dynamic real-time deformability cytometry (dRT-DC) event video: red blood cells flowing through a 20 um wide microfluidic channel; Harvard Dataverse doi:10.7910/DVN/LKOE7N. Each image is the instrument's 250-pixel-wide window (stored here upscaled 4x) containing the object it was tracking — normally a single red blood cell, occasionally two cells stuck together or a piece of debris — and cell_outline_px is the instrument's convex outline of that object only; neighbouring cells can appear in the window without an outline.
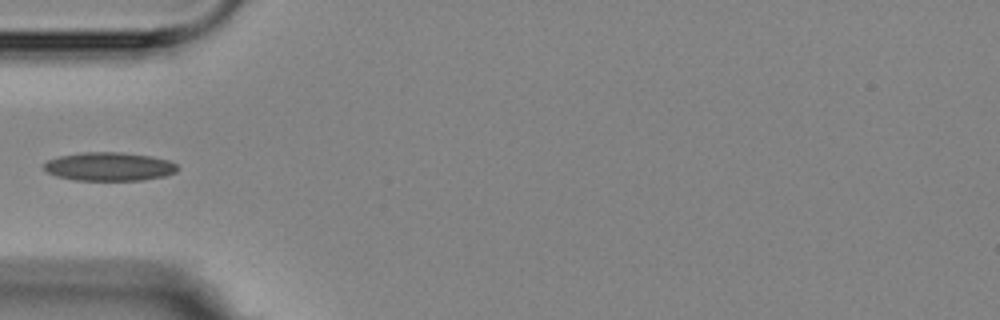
{"species": "Egyptian fruit bat (a non-hibernating species)", "species_latin": "Rousettus aegyptiacus", "temperature_condition": "room temperature", "stored_images_in_passage": 17, "camera_frame_rate_fps": 3000, "um_per_image_px": 0.085, "animal": {"sex": "female"}, "frame": {"image": 1, "passage_image": 6, "time_ms": 5.667, "image_size_px": [1000, 320], "cell_outline_px": [[180, 168], [176, 172], [164, 176], [144, 180], [76, 180], [56, 176], [40, 168], [48, 160], [60, 156], [80, 152], [120, 152], [152, 156], [168, 160], [176, 164]], "centroid_in_image_um": [9.28, 14.15], "position_along_channel_um": 75.7, "area_um2": 22.37}}
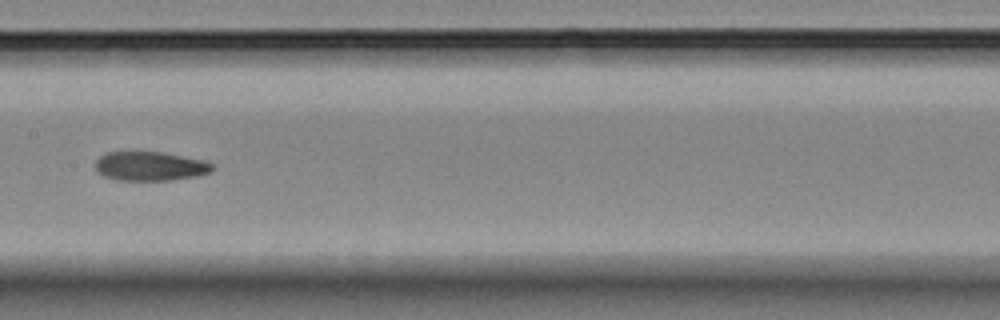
{"frame": {"image": 2, "passage_image": 9, "time_ms": 9.0, "image_size_px": [1000, 320], "cell_outline_px": [[216, 168], [212, 172], [200, 176], [172, 180], [116, 180], [104, 176], [96, 172], [96, 160], [100, 156], [108, 152], [164, 152], [204, 160], [212, 164]], "centroid_in_image_um": [12.81, 14.13], "position_along_channel_um": 194.6, "area_um2": 20.11}}
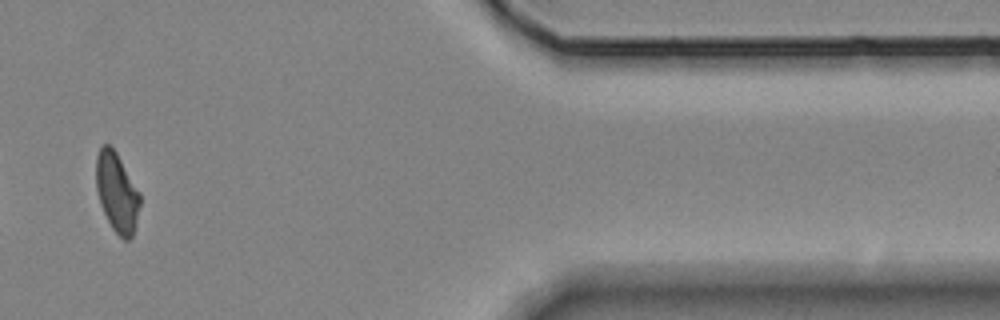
{"frame": {"image": 3, "passage_image": 15, "time_ms": 16.0, "image_size_px": [1000, 320], "cell_outline_px": [[140, 204], [136, 224], [132, 236], [128, 240], [124, 240], [112, 228], [100, 204], [96, 188], [96, 156], [100, 148], [104, 144], [108, 144], [116, 152], [140, 192]], "centroid_in_image_um": [9.93, 16.35], "position_along_channel_um": 401.5, "area_um2": 20.17}, "authors_computed_cell_mechanics": {"area_um2": 20.7502, "velocity_mm_per_s": 3.5455, "shape_relaxation_time_tau1_ms": null, "shape_relaxation_time_tau2_ms": 5.6858, "deformation_change_tau1": null, "deformation_change_tau2": 0.1242}}